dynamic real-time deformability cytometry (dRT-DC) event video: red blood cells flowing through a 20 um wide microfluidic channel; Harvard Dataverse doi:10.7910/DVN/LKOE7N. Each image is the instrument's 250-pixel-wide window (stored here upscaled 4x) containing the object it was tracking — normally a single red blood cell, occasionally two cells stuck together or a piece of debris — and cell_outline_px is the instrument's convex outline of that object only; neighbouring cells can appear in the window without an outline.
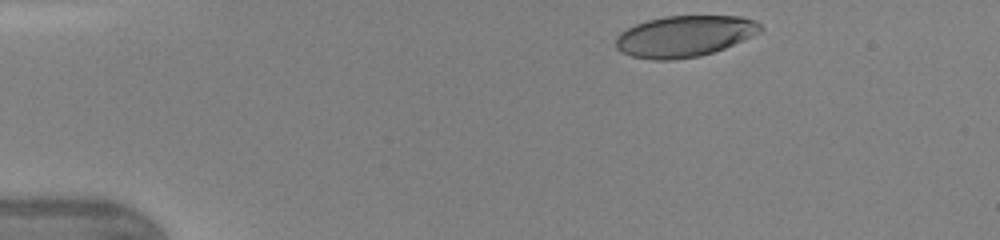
{"species": "human", "species_latin": "Homo sapiens", "temperature_condition": "warm", "stored_images_in_passage": 41, "camera_frame_rate_fps": 3000, "um_per_image_px": 0.085, "donor": {"sex": "female"}, "frame": {"image": 1, "passage_image": 2, "time_ms": 0.333, "image_size_px": [1000, 240], "cell_outline_px": [[764, 28], [760, 32], [752, 36], [724, 48], [700, 56], [672, 60], [652, 60], [632, 56], [620, 52], [616, 48], [616, 36], [620, 32], [636, 24], [648, 20], [664, 16], [740, 16], [756, 20]], "centroid_in_image_um": [58.17, 3.08], "position_along_channel_um": 26.8, "area_um2": 34.8}}
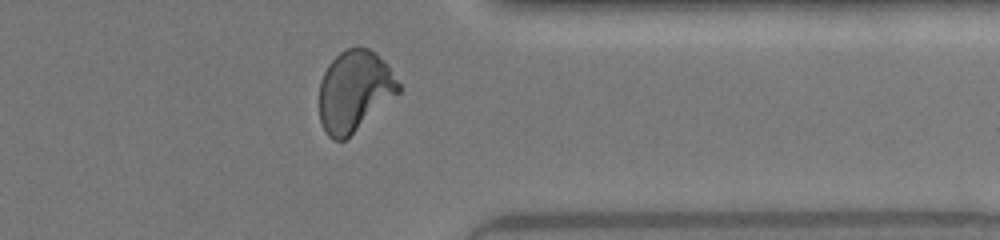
{"frame": {"image": 2, "passage_image": 32, "time_ms": 10.333, "image_size_px": [1000, 240], "cell_outline_px": [[400, 92], [344, 140], [332, 140], [328, 136], [320, 120], [320, 80], [328, 64], [340, 52], [348, 48], [368, 48], [376, 52], [388, 64], [400, 84]], "centroid_in_image_um": [30.13, 7.71], "position_along_channel_um": 381.3, "area_um2": 37.11}}
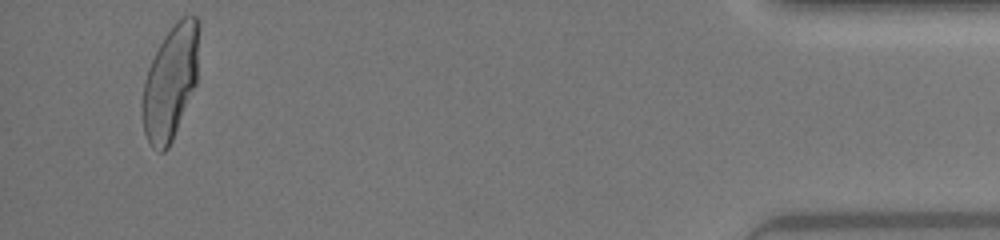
{"frame": {"image": 3, "passage_image": 39, "time_ms": 12.667, "image_size_px": [1000, 240], "cell_outline_px": [[200, 24], [196, 84], [172, 140], [168, 148], [164, 152], [160, 152], [152, 148], [144, 132], [140, 104], [144, 80], [148, 68], [164, 36], [176, 20], [184, 16], [196, 16], [200, 20]], "centroid_in_image_um": [14.48, 6.99], "position_along_channel_um": 420.7, "area_um2": 37.86}, "authors_computed_cell_mechanics": {"area_um2": 37.3388, "velocity_mm_per_s": 4.3607, "shape_relaxation_time_tau1_ms": 4.2248, "shape_relaxation_time_tau2_ms": 0.6846, "deformation_change_tau1": 0.2067, "deformation_change_tau2": 0.0696}}